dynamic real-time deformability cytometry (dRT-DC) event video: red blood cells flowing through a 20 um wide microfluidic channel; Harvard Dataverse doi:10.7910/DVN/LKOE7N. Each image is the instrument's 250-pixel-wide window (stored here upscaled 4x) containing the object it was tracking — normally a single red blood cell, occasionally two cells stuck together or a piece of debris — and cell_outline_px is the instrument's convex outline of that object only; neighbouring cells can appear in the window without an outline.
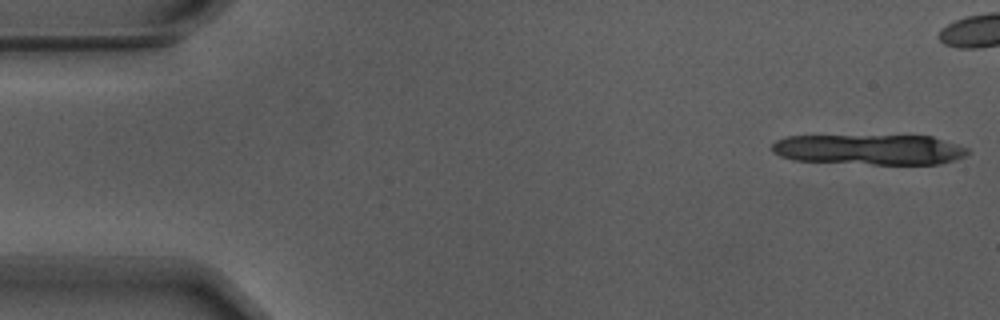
{"species": "Egyptian fruit bat (a non-hibernating species)", "species_latin": "Rousettus aegyptiacus", "temperature_condition": "warm", "stored_images_in_passage": 9, "camera_frame_rate_fps": 3000, "um_per_image_px": 0.085, "animal": {"sex": "male"}, "frame": {"image": 1, "passage_image": 1, "time_ms": 0.0, "image_size_px": [1000, 320], "cell_outline_px": [[972, 152], [964, 156], [940, 164], [872, 164], [792, 160], [780, 156], [772, 152], [772, 144], [776, 140], [788, 136], [932, 136], [968, 148]], "centroid_in_image_um": [73.9, 12.71], "position_along_channel_um": 11.1, "area_um2": 34.62}}